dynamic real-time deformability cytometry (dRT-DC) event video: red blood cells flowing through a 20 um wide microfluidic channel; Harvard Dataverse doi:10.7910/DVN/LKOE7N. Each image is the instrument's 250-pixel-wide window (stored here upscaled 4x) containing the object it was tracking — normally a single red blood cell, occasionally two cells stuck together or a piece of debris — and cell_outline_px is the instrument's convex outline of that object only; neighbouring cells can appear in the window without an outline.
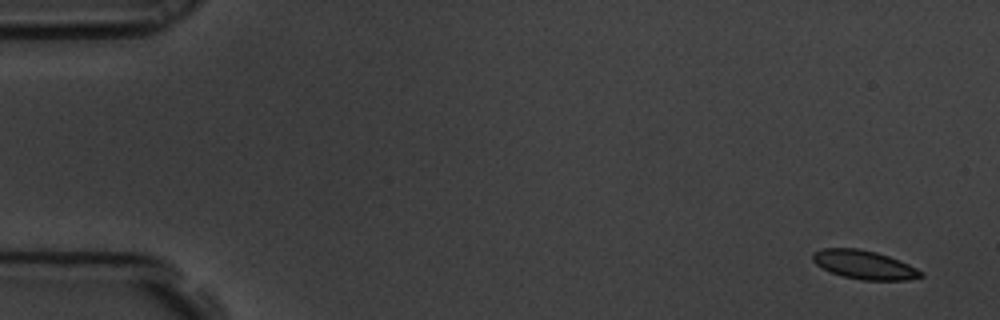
{"species": "common noctule bat (a hibernating species)", "species_latin": "Nyctalus noctula", "temperature_condition": "room temperature", "stored_images_in_passage": 4, "camera_frame_rate_fps": 3000, "um_per_image_px": 0.085, "animal": {"sex": "male", "body_mass_g": 19.5, "forearm_length_mm": 54.6}, "frame": {"image": 1, "passage_image": 1, "time_ms": 0.0, "image_size_px": [1000, 320], "cell_outline_px": [[924, 276], [908, 280], [864, 280], [844, 276], [832, 272], [816, 264], [812, 260], [812, 252], [824, 248], [860, 248], [876, 252], [900, 260], [924, 272]], "centroid_in_image_um": [73.48, 22.49], "position_along_channel_um": 11.5, "area_um2": 18.03}}